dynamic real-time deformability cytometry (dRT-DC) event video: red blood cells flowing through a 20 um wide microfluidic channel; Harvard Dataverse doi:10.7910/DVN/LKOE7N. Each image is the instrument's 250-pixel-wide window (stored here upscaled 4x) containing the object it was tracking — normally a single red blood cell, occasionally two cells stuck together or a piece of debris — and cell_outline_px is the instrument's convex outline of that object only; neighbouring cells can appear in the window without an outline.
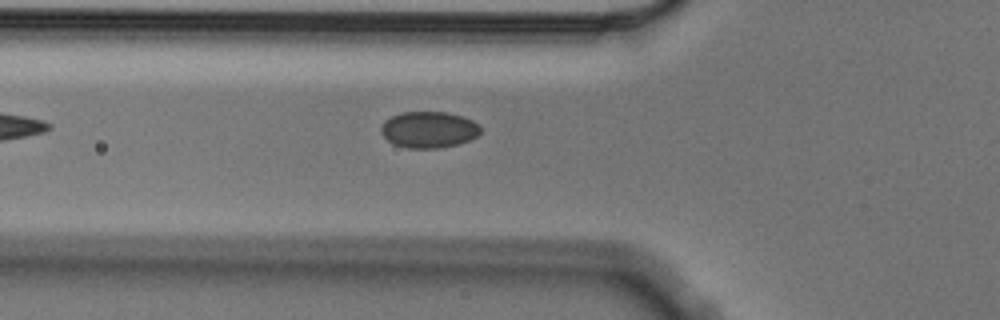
{"species": "Egyptian fruit bat (a non-hibernating species)", "species_latin": "Rousettus aegyptiacus", "temperature_condition": "cold", "stored_images_in_passage": 3, "camera_frame_rate_fps": 3000, "um_per_image_px": 0.085, "animal": {"sex": "male"}, "frame": {"image": 1, "passage_image": 3, "time_ms": 0.667, "image_size_px": [1000, 320], "cell_outline_px": [[480, 132], [476, 136], [468, 140], [456, 144], [440, 148], [408, 148], [392, 144], [380, 132], [380, 128], [384, 120], [400, 112], [448, 112], [472, 120], [480, 128]], "centroid_in_image_um": [36.39, 11.02], "position_along_channel_um": 89.4, "area_um2": 20.98}}